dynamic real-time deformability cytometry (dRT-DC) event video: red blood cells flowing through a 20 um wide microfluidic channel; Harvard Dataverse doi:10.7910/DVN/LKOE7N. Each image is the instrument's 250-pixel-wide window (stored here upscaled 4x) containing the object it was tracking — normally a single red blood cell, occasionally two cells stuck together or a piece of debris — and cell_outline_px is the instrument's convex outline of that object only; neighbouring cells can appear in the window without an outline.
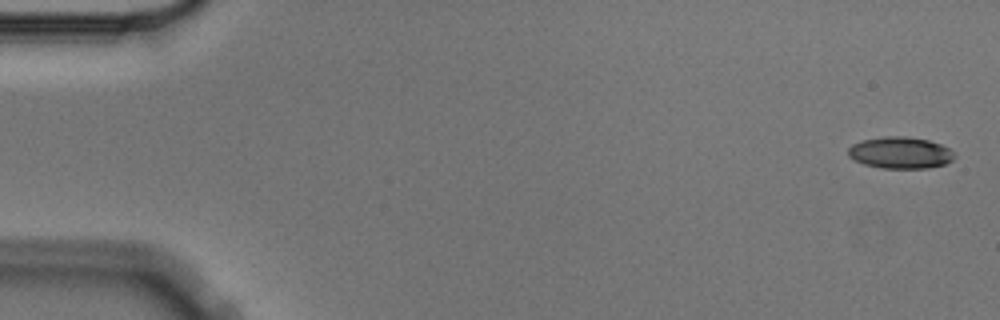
{"species": "Egyptian fruit bat (a non-hibernating species)", "species_latin": "Rousettus aegyptiacus", "temperature_condition": "cold", "stored_images_in_passage": 4, "camera_frame_rate_fps": 3000, "um_per_image_px": 0.085, "animal": {"sex": "male"}, "frame": {"image": 1, "passage_image": 1, "time_ms": 0.0, "image_size_px": [1000, 320], "cell_outline_px": [[956, 156], [952, 160], [944, 164], [928, 168], [884, 168], [864, 164], [848, 156], [848, 148], [852, 144], [864, 140], [884, 136], [908, 136], [928, 140], [940, 144], [948, 148]], "centroid_in_image_um": [76.53, 12.97], "position_along_channel_um": 8.5, "area_um2": 19.48}}
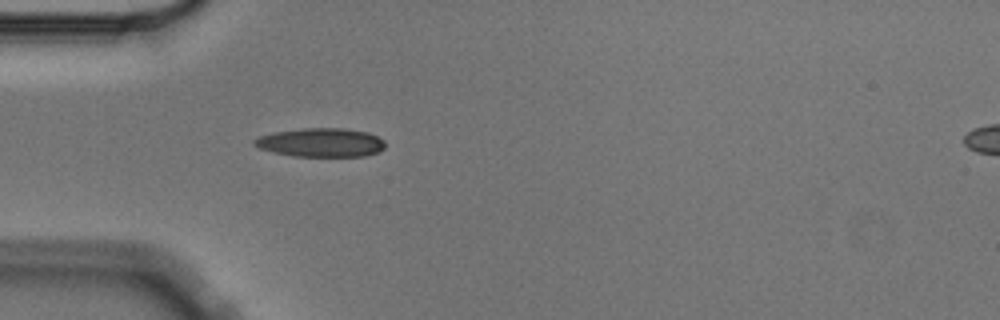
{"frame": {"image": 2, "passage_image": 4, "time_ms": 1.0, "image_size_px": [1000, 320], "cell_outline_px": [[384, 148], [380, 152], [364, 156], [292, 156], [260, 148], [252, 144], [252, 140], [260, 136], [276, 132], [304, 128], [344, 128], [368, 132], [384, 140]], "centroid_in_image_um": [27.3, 12.11], "position_along_channel_um": 57.7, "area_um2": 21.85}}